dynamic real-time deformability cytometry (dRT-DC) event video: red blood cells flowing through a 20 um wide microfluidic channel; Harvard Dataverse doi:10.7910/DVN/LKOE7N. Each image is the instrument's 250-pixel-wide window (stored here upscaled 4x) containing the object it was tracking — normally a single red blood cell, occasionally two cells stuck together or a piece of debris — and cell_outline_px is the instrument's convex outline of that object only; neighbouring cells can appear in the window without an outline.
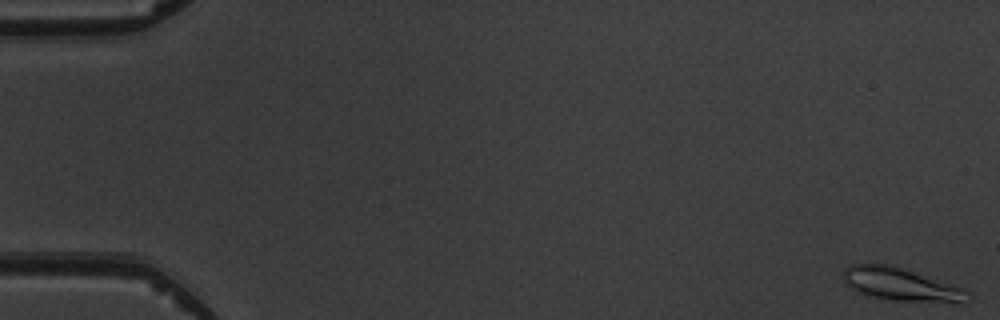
{"species": "common noctule bat (a hibernating species)", "species_latin": "Nyctalus noctula", "temperature_condition": "warm", "stored_images_in_passage": 5, "camera_frame_rate_fps": 3000, "um_per_image_px": 0.085, "animal": {"sex": "male", "body_mass_g": 19.5, "forearm_length_mm": 54.6}, "frame": {"image": 1, "passage_image": 1, "time_ms": 0.0, "image_size_px": [1000, 320], "cell_outline_px": [[972, 300], [968, 304], [956, 304], [892, 300], [872, 296], [848, 288], [844, 284], [844, 268], [848, 264], [888, 264], [964, 288], [972, 296]], "centroid_in_image_um": [76.67, 24.22], "position_along_channel_um": 8.3, "area_um2": 24.28}}